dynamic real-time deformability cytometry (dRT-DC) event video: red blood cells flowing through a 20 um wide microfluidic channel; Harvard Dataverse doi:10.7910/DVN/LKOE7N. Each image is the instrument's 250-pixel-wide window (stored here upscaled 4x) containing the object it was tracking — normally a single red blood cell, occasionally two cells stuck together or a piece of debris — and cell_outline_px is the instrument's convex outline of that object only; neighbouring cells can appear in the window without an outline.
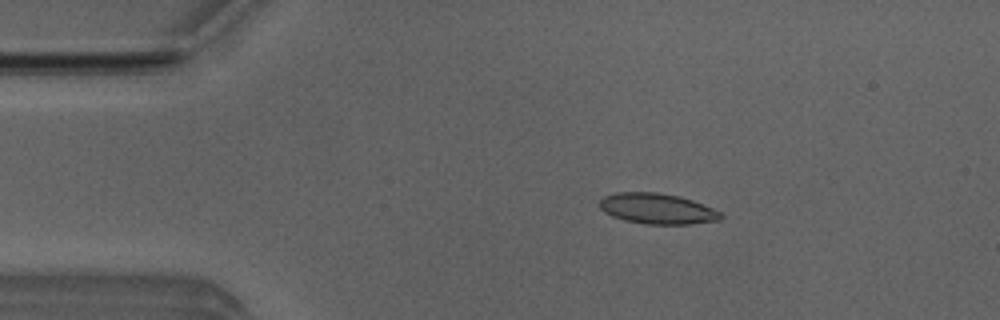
{"species": "Egyptian fruit bat (a non-hibernating species)", "species_latin": "Rousettus aegyptiacus", "temperature_condition": "room temperature", "stored_images_in_passage": 50, "camera_frame_rate_fps": 3000, "um_per_image_px": 0.085, "animal": {"sex": "male"}, "frame": {"image": 1, "passage_image": 8, "time_ms": 2.333, "image_size_px": [1000, 320], "cell_outline_px": [[724, 216], [720, 220], [692, 224], [644, 224], [624, 220], [612, 216], [604, 212], [600, 208], [600, 200], [604, 196], [616, 192], [656, 192], [680, 196], [692, 200], [712, 208], [720, 212]], "centroid_in_image_um": [55.86, 17.74], "position_along_channel_um": 29.1, "area_um2": 21.68}}
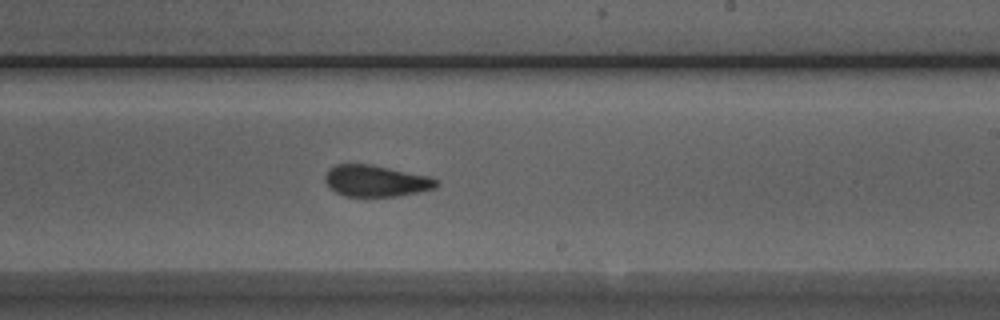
{"frame": {"image": 2, "passage_image": 29, "time_ms": 9.333, "image_size_px": [1000, 320], "cell_outline_px": [[440, 184], [436, 188], [396, 196], [344, 196], [328, 188], [324, 180], [324, 176], [328, 168], [336, 164], [372, 164], [428, 176], [436, 180]], "centroid_in_image_um": [31.9, 15.37], "position_along_channel_um": 257.1, "area_um2": 20.46}}
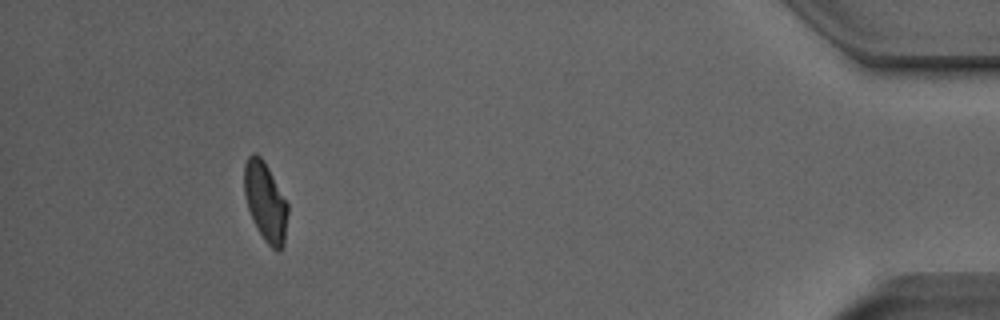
{"frame": {"image": 3, "passage_image": 46, "time_ms": 15.0, "image_size_px": [1000, 320], "cell_outline_px": [[288, 212], [284, 244], [280, 252], [276, 252], [264, 240], [256, 228], [248, 208], [244, 196], [244, 164], [248, 156], [252, 152], [256, 152], [264, 160], [288, 204]], "centroid_in_image_um": [22.55, 17.15], "position_along_channel_um": 412.6, "area_um2": 20.29}, "authors_computed_cell_mechanics": {"area_um2": 20.8369, "velocity_mm_per_s": 3.9681, "shape_relaxation_time_tau1_ms": 10.1639, "shape_relaxation_time_tau2_ms": 1.9092, "deformation_change_tau1": 0.2114, "deformation_change_tau2": 0.0816}}